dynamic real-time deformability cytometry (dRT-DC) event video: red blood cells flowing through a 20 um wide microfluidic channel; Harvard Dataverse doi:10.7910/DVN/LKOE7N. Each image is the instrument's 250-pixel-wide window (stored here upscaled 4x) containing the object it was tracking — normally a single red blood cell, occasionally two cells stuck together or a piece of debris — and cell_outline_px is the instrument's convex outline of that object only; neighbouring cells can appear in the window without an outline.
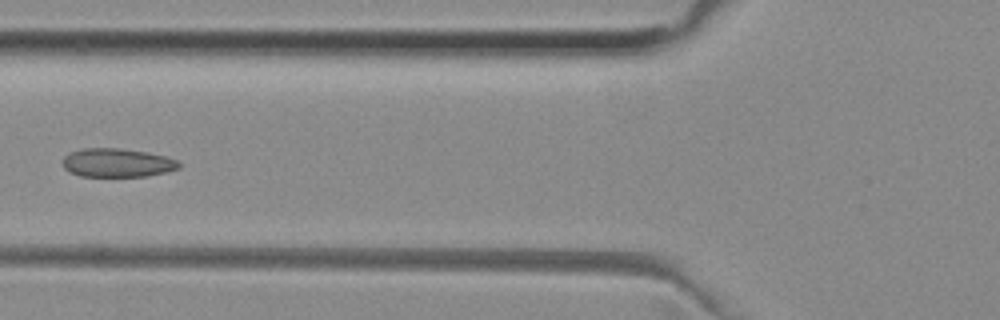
{"species": "common noctule bat (a hibernating species)", "species_latin": "Nyctalus noctula", "temperature_condition": "room temperature", "stored_images_in_passage": 5, "camera_frame_rate_fps": 3000, "um_per_image_px": 0.085, "animal": {"sex": "female", "body_mass_g": 29.2, "forearm_length_mm": 56.3}, "frame": {"image": 1, "passage_image": 5, "time_ms": 1.333, "image_size_px": [1000, 320], "cell_outline_px": [[180, 168], [148, 176], [80, 176], [68, 172], [64, 168], [64, 156], [68, 152], [84, 148], [120, 148], [148, 152], [164, 156], [176, 160], [180, 164]], "centroid_in_image_um": [9.93, 13.83], "position_along_channel_um": 115.9, "area_um2": 19.42}}